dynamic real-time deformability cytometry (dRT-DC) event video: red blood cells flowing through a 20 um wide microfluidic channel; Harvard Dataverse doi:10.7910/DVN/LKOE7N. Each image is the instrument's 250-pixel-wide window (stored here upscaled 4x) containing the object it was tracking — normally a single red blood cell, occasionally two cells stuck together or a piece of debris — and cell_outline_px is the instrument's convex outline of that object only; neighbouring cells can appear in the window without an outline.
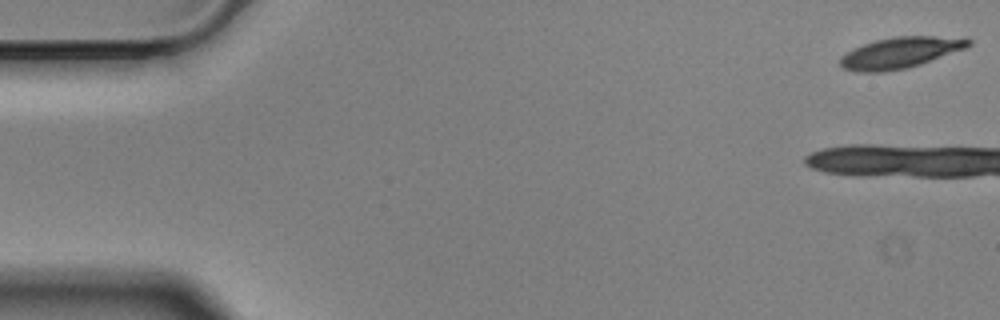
{"species": "Egyptian fruit bat (a non-hibernating species)", "species_latin": "Rousettus aegyptiacus", "temperature_condition": "cold", "stored_images_in_passage": 14, "camera_frame_rate_fps": 3000, "um_per_image_px": 0.085, "animal": {"sex": "male"}, "frame": {"image": 1, "passage_image": 1, "time_ms": 0.0, "image_size_px": [1000, 320], "cell_outline_px": [[972, 44], [968, 48], [908, 68], [884, 72], [856, 72], [844, 68], [840, 64], [840, 56], [864, 44], [876, 40], [896, 36], [968, 36], [972, 40]], "centroid_in_image_um": [76.63, 4.46], "position_along_channel_um": 8.4, "area_um2": 23.52}}